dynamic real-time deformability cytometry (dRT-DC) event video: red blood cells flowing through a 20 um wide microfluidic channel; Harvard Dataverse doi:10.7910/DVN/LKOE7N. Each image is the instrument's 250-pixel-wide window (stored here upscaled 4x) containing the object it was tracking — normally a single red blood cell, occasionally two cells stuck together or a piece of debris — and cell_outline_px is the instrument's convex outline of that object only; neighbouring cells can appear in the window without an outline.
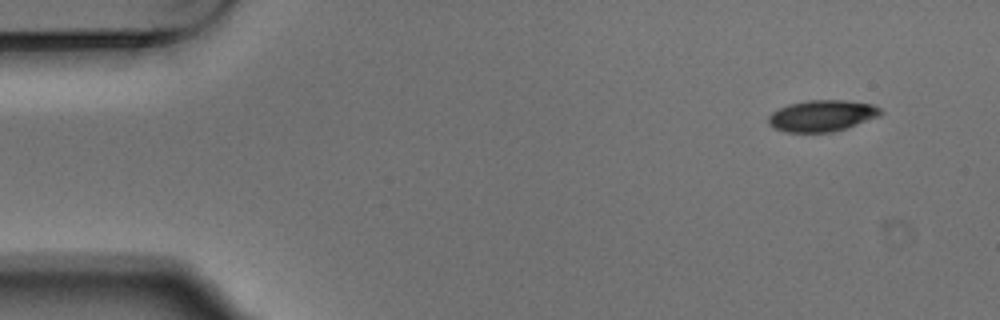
{"species": "Egyptian fruit bat (a non-hibernating species)", "species_latin": "Rousettus aegyptiacus", "temperature_condition": "warm", "stored_images_in_passage": 4, "camera_frame_rate_fps": 3000, "um_per_image_px": 0.085, "animal": {"sex": "male"}, "frame": {"image": 1, "passage_image": 1, "time_ms": 0.0, "image_size_px": [1000, 320], "cell_outline_px": [[884, 112], [880, 116], [832, 132], [788, 132], [776, 128], [768, 120], [768, 116], [772, 112], [788, 104], [808, 100], [844, 100], [872, 104], [880, 108]], "centroid_in_image_um": [69.9, 9.82], "position_along_channel_um": 15.1, "area_um2": 20.23}}
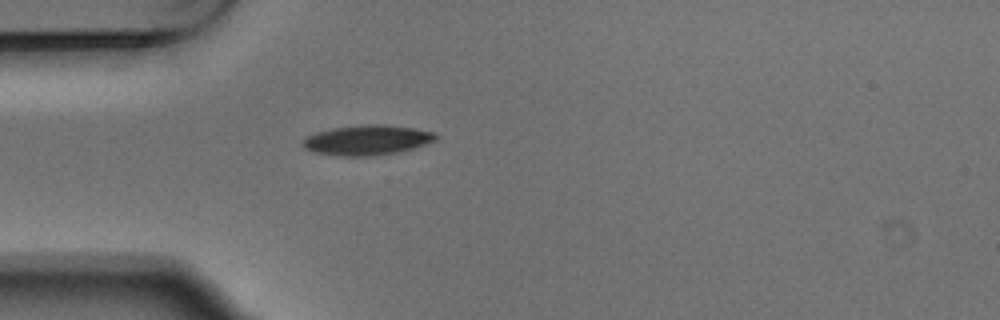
{"frame": {"image": 2, "passage_image": 4, "time_ms": 1.0, "image_size_px": [1000, 320], "cell_outline_px": [[440, 136], [436, 140], [412, 148], [396, 152], [376, 156], [340, 156], [312, 152], [304, 148], [300, 144], [308, 136], [316, 132], [332, 128], [368, 124], [384, 124], [412, 128], [436, 132]], "centroid_in_image_um": [31.2, 11.91], "position_along_channel_um": 53.8, "area_um2": 23.29}}